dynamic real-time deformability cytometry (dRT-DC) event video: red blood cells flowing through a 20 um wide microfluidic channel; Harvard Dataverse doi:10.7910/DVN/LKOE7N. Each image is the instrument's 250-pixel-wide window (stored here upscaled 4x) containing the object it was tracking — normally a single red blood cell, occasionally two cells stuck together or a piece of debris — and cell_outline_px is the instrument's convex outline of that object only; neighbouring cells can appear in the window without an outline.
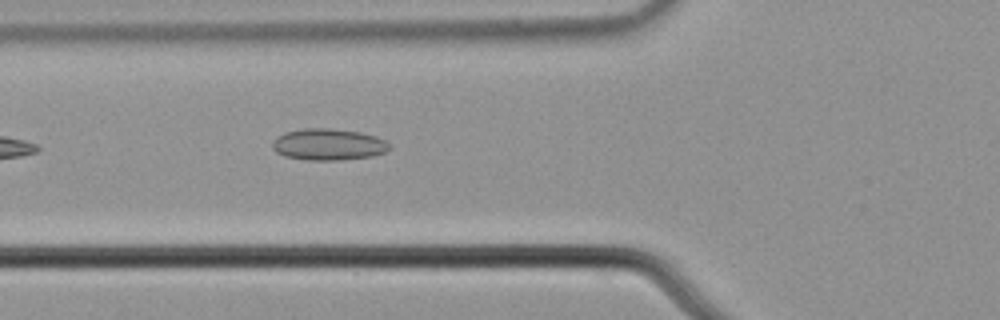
{"species": "common noctule bat (a hibernating species)", "species_latin": "Nyctalus noctula", "temperature_condition": "cold", "stored_images_in_passage": 6, "camera_frame_rate_fps": 3000, "um_per_image_px": 0.085, "animal": {"sex": "male", "body_mass_g": 21.5, "forearm_length_mm": 52.0}, "frame": {"image": 1, "passage_image": 6, "time_ms": 1.667, "image_size_px": [1000, 320], "cell_outline_px": [[392, 148], [384, 152], [372, 156], [340, 160], [308, 160], [284, 156], [276, 152], [272, 148], [272, 140], [276, 136], [284, 132], [304, 128], [328, 128], [360, 132], [376, 136], [384, 140]], "centroid_in_image_um": [27.87, 12.27], "position_along_channel_um": 97.9, "area_um2": 21.62}}